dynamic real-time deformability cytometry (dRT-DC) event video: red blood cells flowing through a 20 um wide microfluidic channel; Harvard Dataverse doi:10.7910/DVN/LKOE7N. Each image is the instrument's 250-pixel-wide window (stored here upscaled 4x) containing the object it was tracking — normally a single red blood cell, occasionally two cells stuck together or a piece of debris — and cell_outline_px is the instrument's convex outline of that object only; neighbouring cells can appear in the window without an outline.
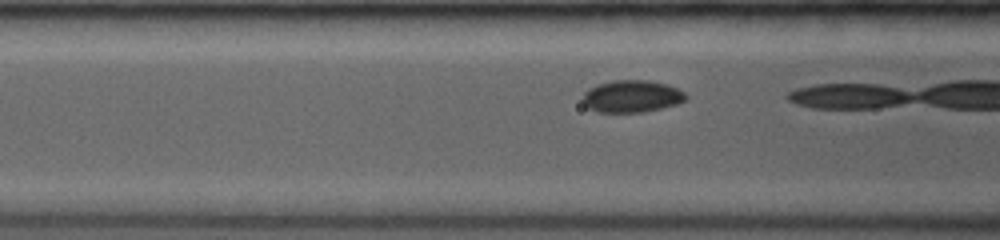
{"species": "common noctule bat (a hibernating species)", "species_latin": "Nyctalus noctula", "temperature_condition": "room temperature", "stored_images_in_passage": 22, "camera_frame_rate_fps": 3500, "um_per_image_px": 0.085, "animal": {"sex": "female", "body_mass_g": 19.0, "forearm_length_mm": 53.3}, "frame": {"image": 1, "passage_image": 9, "time_ms": 1.143, "image_size_px": [1000, 240], "cell_outline_px": [[688, 96], [684, 100], [676, 104], [644, 112], [596, 112], [588, 108], [584, 104], [584, 92], [588, 88], [596, 84], [612, 80], [648, 80], [664, 84], [676, 88], [684, 92]], "centroid_in_image_um": [53.66, 8.18], "position_along_channel_um": 112.9, "area_um2": 19.25}}